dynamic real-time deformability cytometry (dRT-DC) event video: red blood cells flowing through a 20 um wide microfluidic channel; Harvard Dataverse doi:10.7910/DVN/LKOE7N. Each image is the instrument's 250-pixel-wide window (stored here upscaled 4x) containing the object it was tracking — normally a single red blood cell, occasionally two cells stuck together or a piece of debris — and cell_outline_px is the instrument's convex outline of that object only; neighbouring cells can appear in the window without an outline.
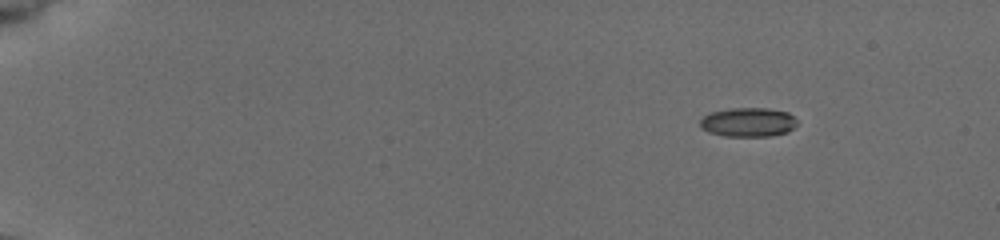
{"species": "common noctule bat (a hibernating species)", "species_latin": "Nyctalus noctula", "temperature_condition": "cold", "stored_images_in_passage": 48, "camera_frame_rate_fps": 3000, "um_per_image_px": 0.085, "animal": {"sex": "female", "body_mass_g": 19.5, "forearm_length_mm": 54.1}, "frame": {"image": 1, "passage_image": 1, "time_ms": 0.0, "image_size_px": [1000, 240], "cell_outline_px": [[796, 124], [788, 132], [768, 136], [724, 136], [708, 132], [700, 128], [700, 120], [704, 116], [712, 112], [732, 108], [768, 108], [788, 112], [796, 120]], "centroid_in_image_um": [63.57, 10.39], "position_along_channel_um": 21.4, "area_um2": 16.42}}
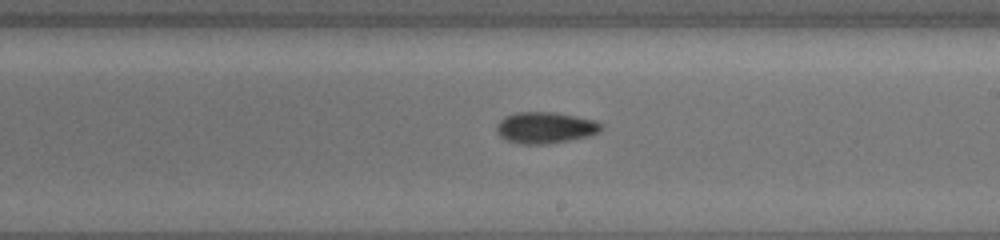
{"frame": {"image": 2, "passage_image": 28, "time_ms": 9.0, "image_size_px": [1000, 240], "cell_outline_px": [[604, 124], [600, 132], [588, 136], [548, 144], [520, 144], [508, 140], [500, 136], [496, 132], [496, 124], [500, 120], [516, 112], [552, 112], [592, 120]], "centroid_in_image_um": [46.33, 10.86], "position_along_channel_um": 242.7, "area_um2": 18.9}}
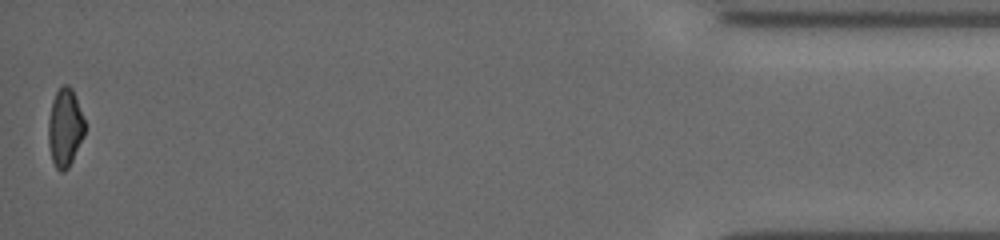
{"frame": {"image": 3, "passage_image": 48, "time_ms": 15.667, "image_size_px": [1000, 240], "cell_outline_px": [[84, 136], [68, 168], [64, 172], [60, 172], [56, 168], [52, 160], [48, 144], [48, 120], [52, 100], [56, 92], [64, 84], [68, 84], [72, 88], [84, 120]], "centroid_in_image_um": [5.5, 10.86], "position_along_channel_um": 429.7, "area_um2": 16.53}, "authors_computed_cell_mechanics": {"area_um2": 17.4267, "velocity_mm_per_s": 3.9166, "shape_relaxation_time_tau1_ms": 2.6591, "shape_relaxation_time_tau2_ms": null, "deformation_change_tau1": 0.1127, "deformation_change_tau2": null}}